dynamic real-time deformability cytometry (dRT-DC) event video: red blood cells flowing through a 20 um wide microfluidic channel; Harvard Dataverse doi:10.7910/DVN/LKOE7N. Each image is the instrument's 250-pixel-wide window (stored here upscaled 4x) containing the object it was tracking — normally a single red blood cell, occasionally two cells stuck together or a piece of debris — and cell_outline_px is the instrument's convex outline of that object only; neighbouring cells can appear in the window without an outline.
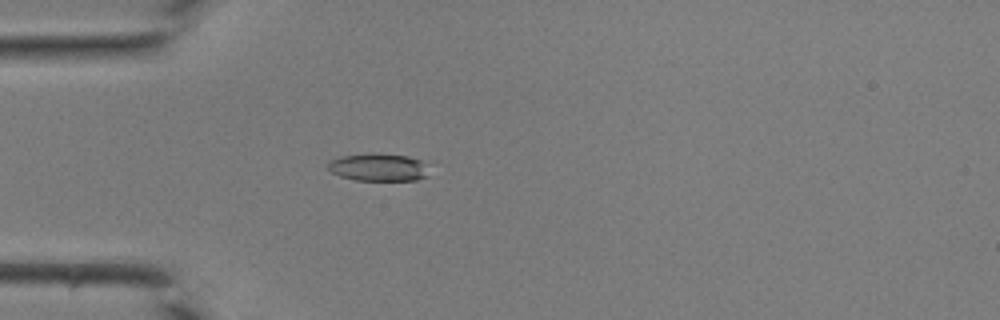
{"species": "common noctule bat (a hibernating species)", "species_latin": "Nyctalus noctula", "temperature_condition": "room temperature", "stored_images_in_passage": 40, "camera_frame_rate_fps": 3000, "um_per_image_px": 0.085, "animal": {"sex": "male", "body_mass_g": 19.0, "forearm_length_mm": 50.8}, "frame": {"image": 1, "passage_image": 10, "time_ms": 3.0, "image_size_px": [1000, 320], "cell_outline_px": [[428, 176], [416, 180], [356, 180], [340, 176], [332, 172], [328, 168], [328, 160], [340, 156], [372, 152], [408, 156], [420, 160], [424, 164]], "centroid_in_image_um": [32.12, 14.2], "position_along_channel_um": 52.9, "area_um2": 16.36}}
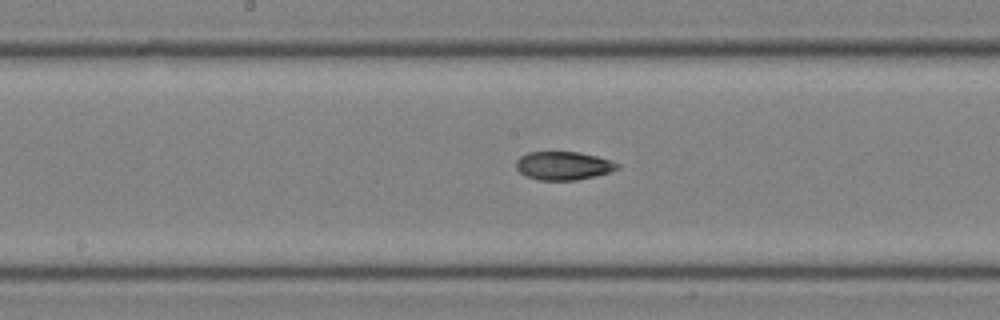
{"frame": {"image": 2, "passage_image": 20, "time_ms": 6.333, "image_size_px": [1000, 320], "cell_outline_px": [[620, 168], [608, 172], [576, 180], [540, 180], [524, 176], [516, 168], [516, 160], [520, 156], [528, 152], [580, 152], [596, 156], [620, 164]], "centroid_in_image_um": [47.84, 14.08], "position_along_channel_um": 200.4, "area_um2": 16.65}}
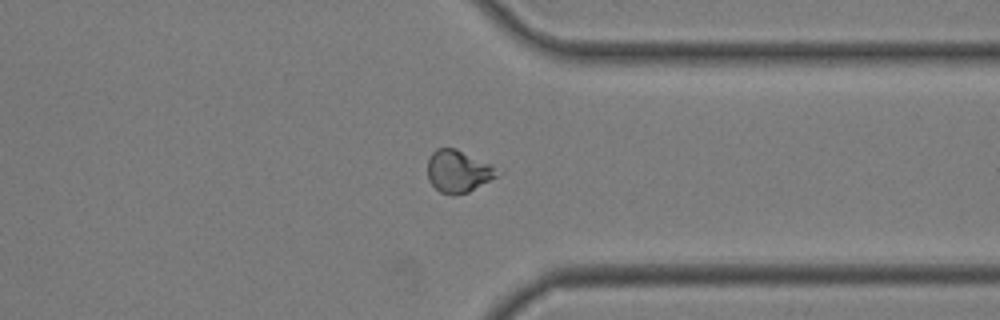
{"frame": {"image": 3, "passage_image": 31, "time_ms": 10.0, "image_size_px": [1000, 320], "cell_outline_px": [[504, 172], [468, 192], [452, 196], [440, 192], [428, 180], [428, 160], [432, 152], [436, 148], [456, 148], [504, 168]], "centroid_in_image_um": [39.03, 14.54], "position_along_channel_um": 372.4, "area_um2": 17.69}}